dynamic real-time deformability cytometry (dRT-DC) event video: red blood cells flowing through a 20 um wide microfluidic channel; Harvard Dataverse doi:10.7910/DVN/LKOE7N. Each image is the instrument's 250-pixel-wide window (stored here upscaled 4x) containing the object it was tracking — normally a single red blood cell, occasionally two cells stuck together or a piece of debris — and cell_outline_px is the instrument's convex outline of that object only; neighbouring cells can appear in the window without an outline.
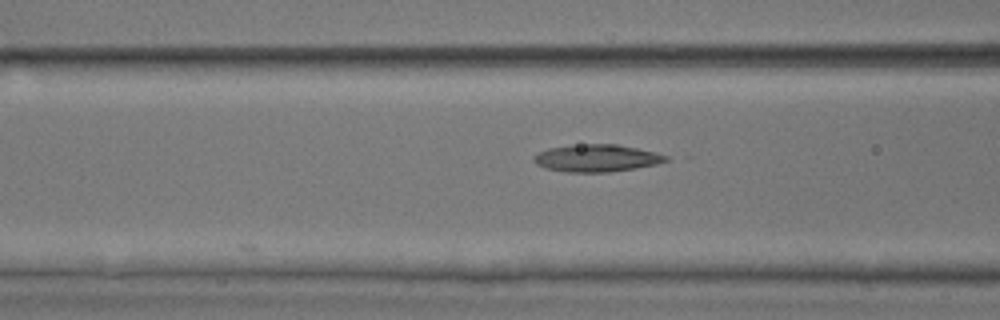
{"species": "common noctule bat (a hibernating species)", "species_latin": "Nyctalus noctula", "temperature_condition": "room temperature", "stored_images_in_passage": 7, "camera_frame_rate_fps": 3000, "um_per_image_px": 0.085, "animal": {"sex": "male", "body_mass_g": 17.9, "forearm_length_mm": 54.2}, "frame": {"image": 1, "passage_image": 5, "time_ms": 1.333, "image_size_px": [1000, 320], "cell_outline_px": [[668, 160], [656, 164], [636, 168], [608, 172], [564, 172], [544, 168], [536, 164], [532, 160], [532, 156], [548, 148], [580, 144], [616, 144], [636, 148], [668, 156]], "centroid_in_image_um": [50.65, 13.45], "position_along_channel_um": 115.9, "area_um2": 20.92}}